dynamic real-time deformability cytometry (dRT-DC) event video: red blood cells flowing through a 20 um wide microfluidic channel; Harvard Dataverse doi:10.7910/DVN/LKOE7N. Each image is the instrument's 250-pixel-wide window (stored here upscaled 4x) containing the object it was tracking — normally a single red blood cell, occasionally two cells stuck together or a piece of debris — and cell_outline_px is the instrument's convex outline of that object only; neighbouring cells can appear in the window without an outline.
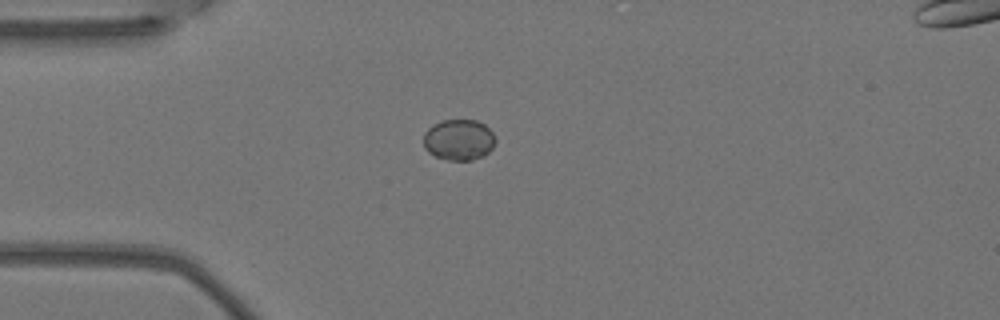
{"species": "Egyptian fruit bat (a non-hibernating species)", "species_latin": "Rousettus aegyptiacus", "temperature_condition": "warm", "stored_images_in_passage": 3, "camera_frame_rate_fps": 3000, "um_per_image_px": 0.085, "animal": {"sex": "female"}, "frame": {"image": 1, "passage_image": 1, "time_ms": 0.0, "image_size_px": [1000, 320], "cell_outline_px": [[496, 140], [492, 148], [484, 156], [472, 160], [448, 160], [436, 156], [428, 152], [424, 148], [424, 132], [432, 124], [444, 120], [476, 120], [484, 124], [492, 132]], "centroid_in_image_um": [38.99, 11.88], "position_along_channel_um": 46.0, "area_um2": 17.22}}
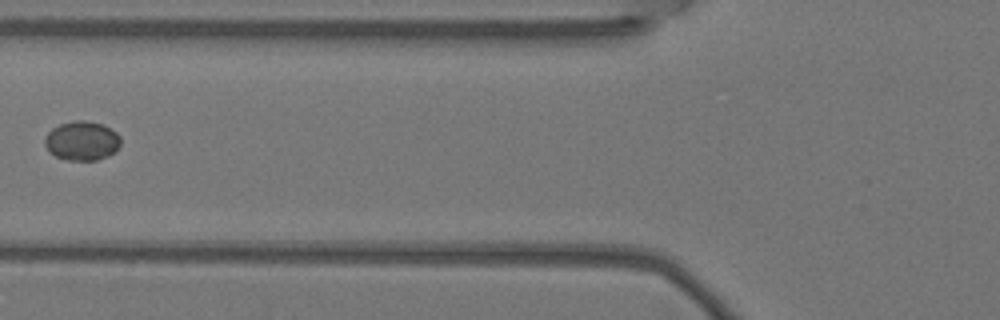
{"frame": {"image": 2, "passage_image": 3, "time_ms": 0.667, "image_size_px": [1000, 320], "cell_outline_px": [[120, 144], [108, 156], [96, 160], [68, 160], [56, 156], [44, 144], [44, 140], [48, 132], [52, 128], [60, 124], [76, 120], [84, 120], [104, 124], [116, 132], [120, 136]], "centroid_in_image_um": [6.97, 11.95], "position_along_channel_um": 118.8, "area_um2": 17.17}}